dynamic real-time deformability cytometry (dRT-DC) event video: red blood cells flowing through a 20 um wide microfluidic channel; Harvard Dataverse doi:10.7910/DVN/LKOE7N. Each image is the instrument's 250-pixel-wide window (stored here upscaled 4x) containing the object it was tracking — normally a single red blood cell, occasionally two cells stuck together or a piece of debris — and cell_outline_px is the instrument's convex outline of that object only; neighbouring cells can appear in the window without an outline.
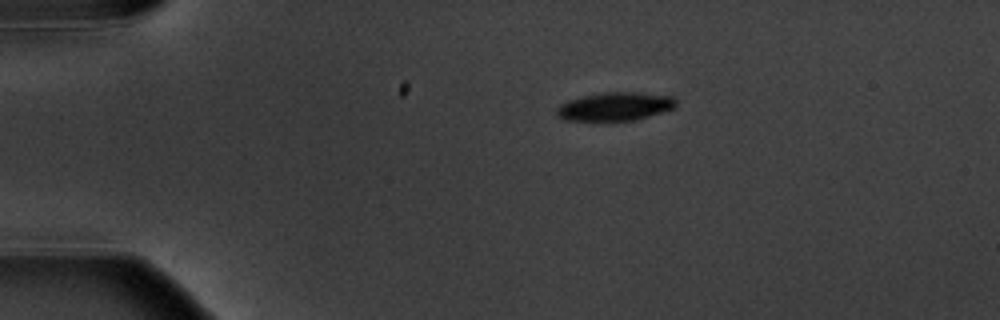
{"species": "common noctule bat (a hibernating species)", "species_latin": "Nyctalus noctula", "temperature_condition": "warm", "stored_images_in_passage": 3, "camera_frame_rate_fps": 3000, "um_per_image_px": 0.085, "animal": {"sex": "male", "body_mass_g": 20.1, "forearm_length_mm": 53.5}, "frame": {"image": 1, "passage_image": 1, "time_ms": 0.0, "image_size_px": [1000, 320], "cell_outline_px": [[676, 108], [636, 120], [560, 120], [556, 116], [556, 108], [560, 104], [568, 100], [584, 96], [604, 92], [640, 92], [672, 96], [676, 100]], "centroid_in_image_um": [52.28, 9.05], "position_along_channel_um": 32.7, "area_um2": 19.88}}
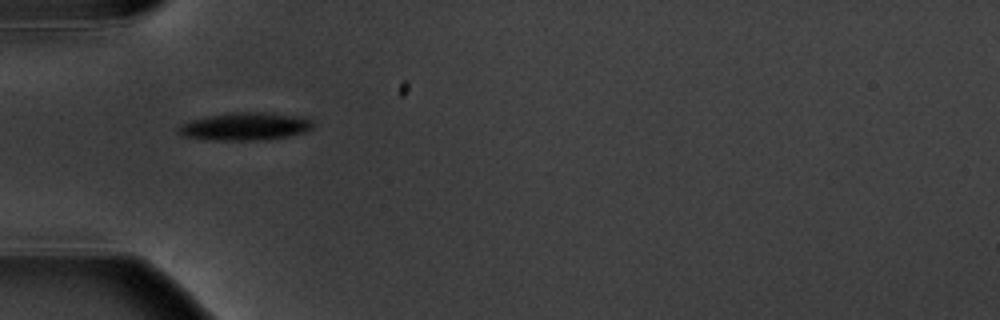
{"frame": {"image": 2, "passage_image": 2, "time_ms": 2.333, "image_size_px": [1000, 320], "cell_outline_px": [[312, 128], [304, 132], [288, 136], [264, 140], [204, 140], [184, 136], [176, 132], [176, 128], [180, 124], [192, 120], [232, 112], [264, 112], [292, 116], [312, 120]], "centroid_in_image_um": [20.77, 10.76], "position_along_channel_um": 64.2, "area_um2": 21.56}}